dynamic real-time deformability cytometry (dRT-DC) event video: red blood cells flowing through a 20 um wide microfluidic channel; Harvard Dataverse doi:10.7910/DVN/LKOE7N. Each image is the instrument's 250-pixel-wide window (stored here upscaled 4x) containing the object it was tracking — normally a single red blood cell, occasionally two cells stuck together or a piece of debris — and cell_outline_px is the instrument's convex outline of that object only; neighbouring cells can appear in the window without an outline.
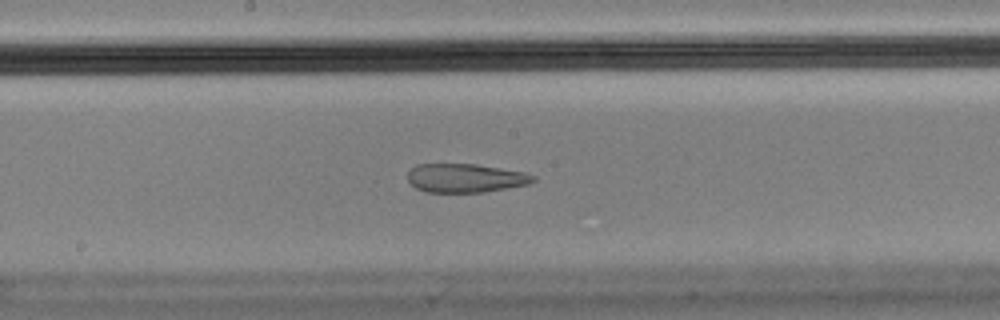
{"species": "Egyptian fruit bat (a non-hibernating species)", "species_latin": "Rousettus aegyptiacus", "temperature_condition": "cold", "stored_images_in_passage": 47, "camera_frame_rate_fps": 3000, "um_per_image_px": 0.085, "animal": {"sex": "male"}, "frame": {"image": 1, "passage_image": 21, "time_ms": 6.667, "image_size_px": [1000, 320], "cell_outline_px": [[536, 180], [528, 184], [508, 188], [484, 192], [424, 192], [416, 188], [408, 180], [408, 172], [416, 164], [476, 164], [524, 172], [536, 176]], "centroid_in_image_um": [39.56, 15.13], "position_along_channel_um": 208.6, "area_um2": 21.04}}
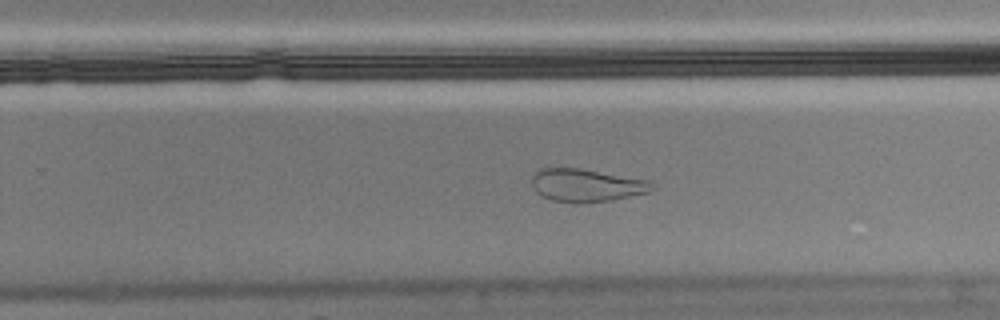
{"frame": {"image": 2, "passage_image": 27, "time_ms": 8.667, "image_size_px": [1000, 320], "cell_outline_px": [[656, 188], [652, 192], [612, 200], [552, 200], [536, 192], [532, 188], [532, 176], [540, 168], [580, 168], [648, 180], [656, 184]], "centroid_in_image_um": [49.91, 15.71], "position_along_channel_um": 279.9, "area_um2": 22.48}, "authors_computed_cell_mechanics": {"area_um2": 23.987, "velocity_mm_per_s": 3.5779, "shape_relaxation_time_tau1_ms": null, "shape_relaxation_time_tau2_ms": 1.8852, "deformation_change_tau1": null, "deformation_change_tau2": 0.0947}}